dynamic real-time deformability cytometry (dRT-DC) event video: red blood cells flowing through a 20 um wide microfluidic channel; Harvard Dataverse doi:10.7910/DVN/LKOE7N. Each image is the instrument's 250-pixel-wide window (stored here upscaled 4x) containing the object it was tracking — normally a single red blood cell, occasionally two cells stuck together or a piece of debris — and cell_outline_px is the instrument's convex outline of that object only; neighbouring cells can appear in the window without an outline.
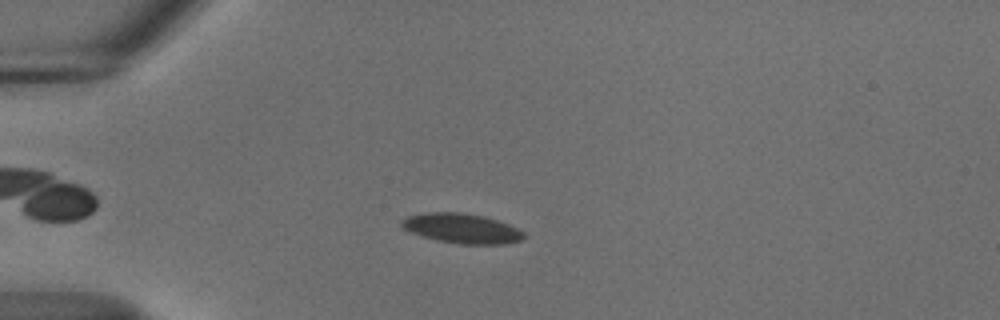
{"species": "common noctule bat (a hibernating species)", "species_latin": "Nyctalus noctula", "temperature_condition": "cold", "stored_images_in_passage": 43, "camera_frame_rate_fps": 3000, "um_per_image_px": 0.085, "animal": {"sex": "male", "body_mass_g": 18.8}, "frame": {"image": 1, "passage_image": 13, "time_ms": 4.0, "image_size_px": [1000, 320], "cell_outline_px": [[524, 236], [520, 240], [508, 244], [460, 244], [436, 240], [412, 232], [404, 228], [400, 224], [400, 220], [408, 216], [424, 212], [460, 212], [484, 216], [508, 224], [524, 232]], "centroid_in_image_um": [39.24, 19.41], "position_along_channel_um": 45.8, "area_um2": 21.1}}
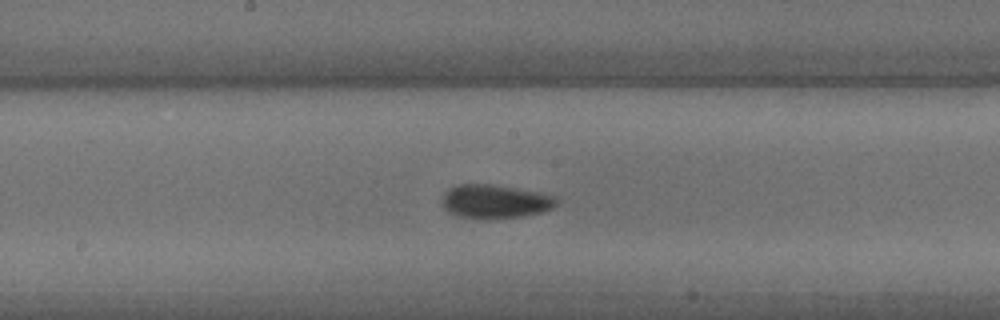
{"frame": {"image": 2, "passage_image": 28, "time_ms": 9.0, "image_size_px": [1000, 320], "cell_outline_px": [[560, 200], [552, 208], [540, 212], [520, 216], [460, 216], [448, 212], [440, 204], [440, 200], [444, 192], [448, 188], [456, 184], [492, 184], [516, 188], [556, 196]], "centroid_in_image_um": [42.03, 17.07], "position_along_channel_um": 206.2, "area_um2": 21.91}}
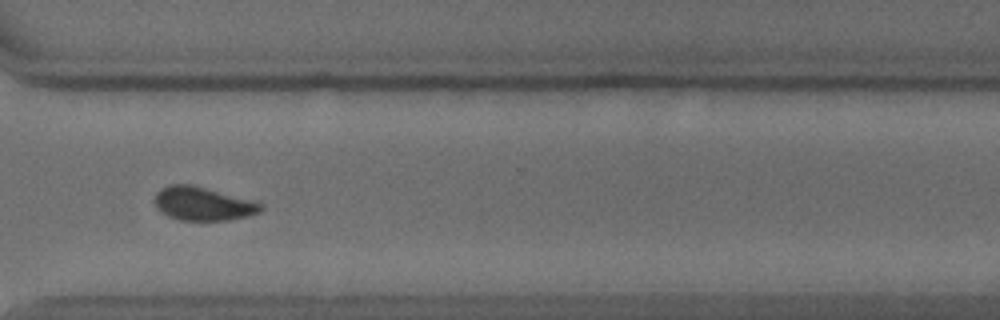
{"frame": {"image": 3, "passage_image": 40, "time_ms": 13.0, "image_size_px": [1000, 320], "cell_outline_px": [[264, 208], [260, 212], [248, 216], [228, 220], [180, 220], [168, 216], [156, 208], [156, 192], [160, 188], [168, 184], [192, 184], [264, 204]], "centroid_in_image_um": [17.24, 17.31], "position_along_channel_um": 353.4, "area_um2": 20.63}, "authors_computed_cell_mechanics": {"area_um2": 20.9814, "velocity_mm_per_s": 3.6834, "shape_relaxation_time_tau1_ms": 4.7645, "shape_relaxation_time_tau2_ms": 2.363, "deformation_change_tau1": 0.109, "deformation_change_tau2": 0.0566}}